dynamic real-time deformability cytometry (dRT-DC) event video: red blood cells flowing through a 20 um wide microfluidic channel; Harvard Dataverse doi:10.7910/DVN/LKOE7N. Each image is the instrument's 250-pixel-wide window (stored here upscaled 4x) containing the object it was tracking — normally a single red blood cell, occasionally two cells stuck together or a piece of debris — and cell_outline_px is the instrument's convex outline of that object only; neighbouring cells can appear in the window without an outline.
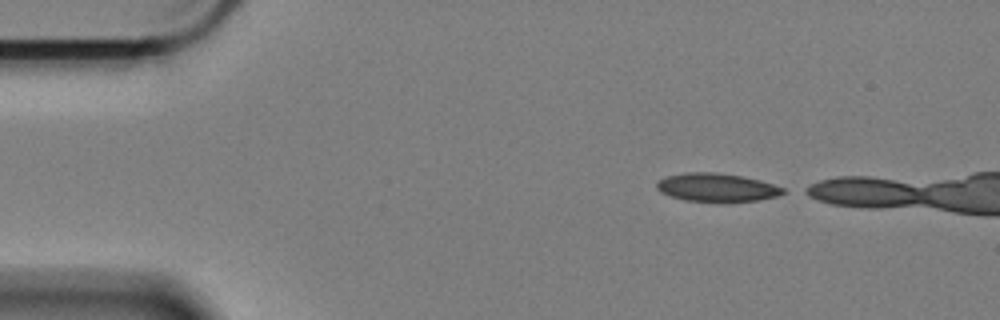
{"species": "Egyptian fruit bat (a non-hibernating species)", "species_latin": "Rousettus aegyptiacus", "temperature_condition": "cold", "stored_images_in_passage": 9, "camera_frame_rate_fps": 3000, "um_per_image_px": 0.085, "animal": {"sex": "female"}, "frame": {"image": 1, "passage_image": 1, "time_ms": 0.0, "image_size_px": [1000, 320], "cell_outline_px": [[788, 192], [776, 196], [756, 200], [724, 204], [720, 204], [684, 200], [660, 192], [656, 188], [656, 184], [664, 176], [684, 172], [716, 172], [740, 176], [760, 180], [784, 188]], "centroid_in_image_um": [60.91, 15.96], "position_along_channel_um": 24.1, "area_um2": 21.44}}